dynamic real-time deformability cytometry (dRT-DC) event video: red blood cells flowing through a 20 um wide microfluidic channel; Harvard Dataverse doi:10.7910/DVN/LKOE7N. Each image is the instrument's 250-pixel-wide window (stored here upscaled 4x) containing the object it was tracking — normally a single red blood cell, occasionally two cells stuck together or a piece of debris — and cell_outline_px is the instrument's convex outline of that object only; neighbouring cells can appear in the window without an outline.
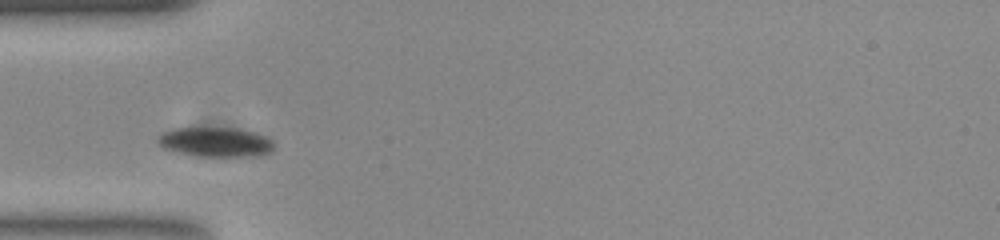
{"species": "common noctule bat (a hibernating species)", "species_latin": "Nyctalus noctula", "temperature_condition": "room temperature", "stored_images_in_passage": 39, "camera_frame_rate_fps": 3000, "um_per_image_px": 0.085, "animal": {"sex": "female", "body_mass_g": 23.0, "forearm_length_mm": 53.4}, "frame": {"image": 1, "passage_image": 1, "time_ms": 0.0, "image_size_px": [1000, 240], "cell_outline_px": [[272, 148], [268, 152], [256, 156], [200, 156], [164, 148], [156, 140], [164, 132], [176, 128], [236, 128], [256, 132], [272, 140]], "centroid_in_image_um": [18.34, 12.06], "position_along_channel_um": 66.7, "area_um2": 19.54}}
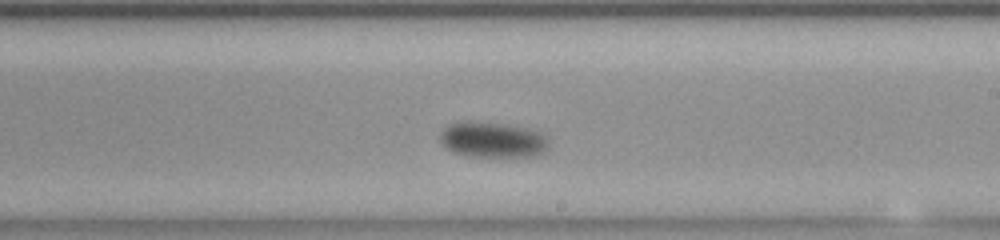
{"frame": {"image": 2, "passage_image": 16, "time_ms": 5.0, "image_size_px": [1000, 240], "cell_outline_px": [[548, 148], [544, 152], [532, 156], [468, 156], [456, 152], [448, 148], [440, 140], [440, 132], [444, 128], [452, 124], [468, 120], [504, 124], [528, 128], [540, 132], [544, 136], [548, 144]], "centroid_in_image_um": [41.88, 11.87], "position_along_channel_um": 247.1, "area_um2": 22.25}}
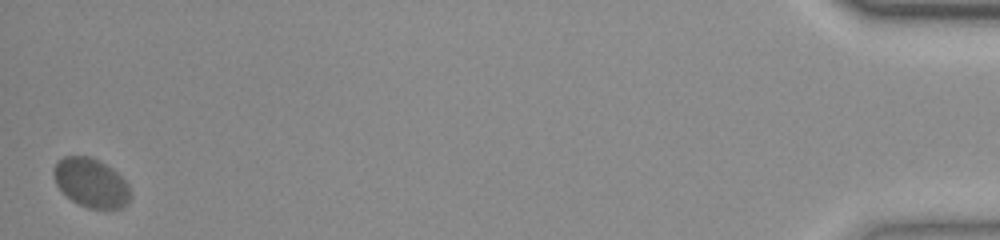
{"frame": {"image": 3, "passage_image": 39, "time_ms": 12.667, "image_size_px": [1000, 240], "cell_outline_px": [[132, 196], [120, 208], [88, 208], [72, 200], [56, 184], [52, 172], [56, 164], [64, 156], [88, 156], [112, 168], [128, 184]], "centroid_in_image_um": [7.74, 15.53], "position_along_channel_um": 427.5, "area_um2": 21.44}}